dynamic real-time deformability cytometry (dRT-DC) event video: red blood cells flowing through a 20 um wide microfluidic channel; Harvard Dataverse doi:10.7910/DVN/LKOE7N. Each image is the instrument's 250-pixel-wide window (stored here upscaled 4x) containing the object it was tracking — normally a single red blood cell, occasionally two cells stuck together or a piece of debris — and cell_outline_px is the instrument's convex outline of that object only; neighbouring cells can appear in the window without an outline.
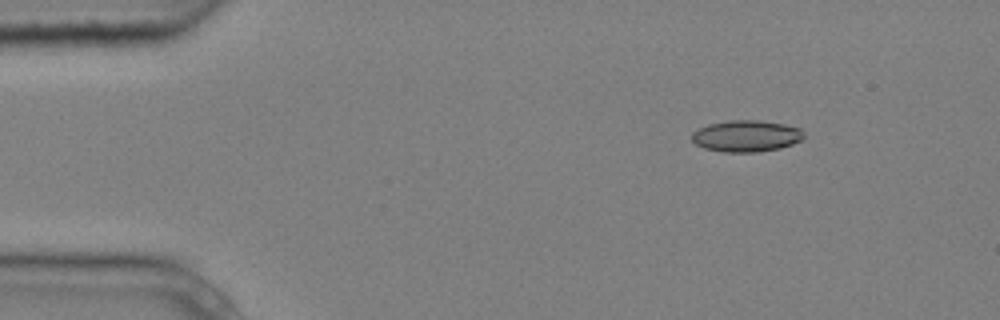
{"species": "common noctule bat (a hibernating species)", "species_latin": "Nyctalus noctula", "temperature_condition": "cold", "stored_images_in_passage": 6, "camera_frame_rate_fps": 3000, "um_per_image_px": 0.085, "animal": {"sex": "male", "body_mass_g": 20.4}, "frame": {"image": 1, "passage_image": 2, "time_ms": 0.333, "image_size_px": [1000, 320], "cell_outline_px": [[808, 136], [804, 140], [780, 148], [756, 152], [724, 152], [704, 148], [696, 144], [692, 140], [692, 132], [708, 124], [728, 120], [760, 120], [784, 124], [800, 128]], "centroid_in_image_um": [63.48, 11.56], "position_along_channel_um": 21.5, "area_um2": 20.81}}
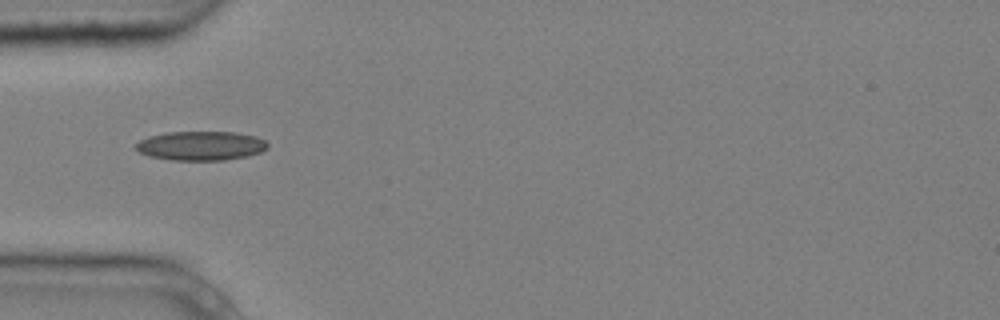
{"frame": {"image": 2, "passage_image": 5, "time_ms": 1.333, "image_size_px": [1000, 320], "cell_outline_px": [[268, 148], [260, 152], [248, 156], [224, 160], [172, 160], [148, 156], [140, 152], [136, 148], [136, 144], [140, 140], [148, 136], [164, 132], [236, 132], [256, 136], [264, 140], [268, 144]], "centroid_in_image_um": [17.08, 12.38], "position_along_channel_um": 67.9, "area_um2": 22.48}}
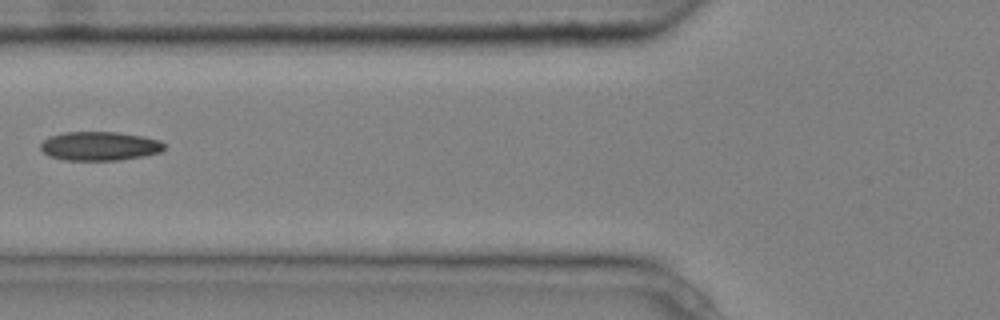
{"frame": {"image": 3, "passage_image": 6, "time_ms": 1.667, "image_size_px": [1000, 320], "cell_outline_px": [[164, 148], [160, 152], [144, 156], [120, 160], [64, 160], [48, 156], [40, 148], [40, 144], [48, 136], [64, 132], [116, 132], [144, 136], [160, 140], [164, 144]], "centroid_in_image_um": [8.45, 12.41], "position_along_channel_um": 117.3, "area_um2": 20.98}}